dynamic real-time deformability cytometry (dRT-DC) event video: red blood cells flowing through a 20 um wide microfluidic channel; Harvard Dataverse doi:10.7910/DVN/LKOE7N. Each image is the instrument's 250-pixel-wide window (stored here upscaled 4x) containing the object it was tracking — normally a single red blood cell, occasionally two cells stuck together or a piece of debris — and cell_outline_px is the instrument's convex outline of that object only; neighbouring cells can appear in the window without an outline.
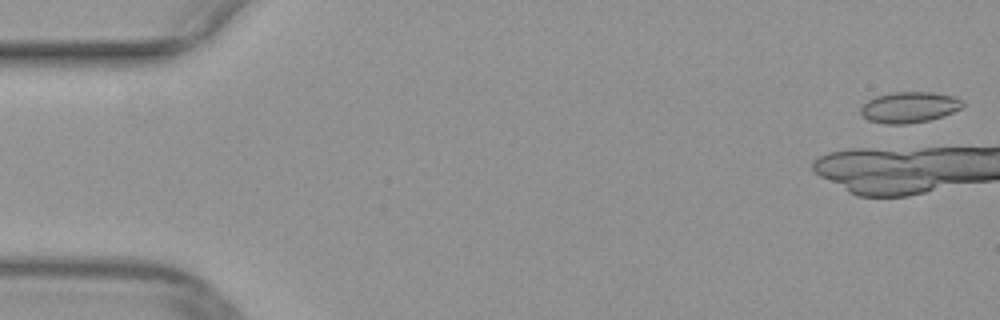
{"species": "common noctule bat (a hibernating species)", "species_latin": "Nyctalus noctula", "temperature_condition": "warm", "stored_images_in_passage": 6, "camera_frame_rate_fps": 3000, "um_per_image_px": 0.085, "animal": {"sex": "female", "body_mass_g": 29.2, "forearm_length_mm": 56.3}, "frame": {"image": 1, "passage_image": 1, "time_ms": 0.0, "image_size_px": [1000, 320], "cell_outline_px": [[964, 104], [960, 108], [944, 116], [928, 120], [904, 124], [884, 124], [868, 120], [860, 116], [860, 108], [868, 100], [876, 96], [892, 92], [932, 92], [956, 96], [964, 100]], "centroid_in_image_um": [77.28, 9.11], "position_along_channel_um": 7.7, "area_um2": 18.55}}